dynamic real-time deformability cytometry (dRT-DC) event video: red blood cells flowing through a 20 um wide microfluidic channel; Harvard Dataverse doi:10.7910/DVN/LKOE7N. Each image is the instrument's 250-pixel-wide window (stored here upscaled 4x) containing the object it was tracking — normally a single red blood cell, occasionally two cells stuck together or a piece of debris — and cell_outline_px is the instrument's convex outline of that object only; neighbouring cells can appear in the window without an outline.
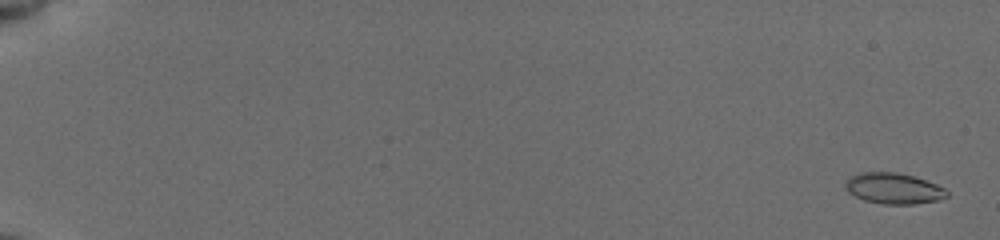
{"species": "common noctule bat (a hibernating species)", "species_latin": "Nyctalus noctula", "temperature_condition": "cold", "stored_images_in_passage": 54, "camera_frame_rate_fps": 3000, "um_per_image_px": 0.085, "animal": {"sex": "female", "body_mass_g": 19.5, "forearm_length_mm": 54.1}, "frame": {"image": 1, "passage_image": 2, "time_ms": 0.333, "image_size_px": [1000, 240], "cell_outline_px": [[948, 196], [940, 200], [916, 204], [884, 204], [864, 200], [848, 192], [844, 184], [852, 176], [860, 172], [896, 172], [912, 176], [936, 184], [944, 188], [948, 192]], "centroid_in_image_um": [75.98, 16.02], "position_along_channel_um": 9.0, "area_um2": 18.15}}
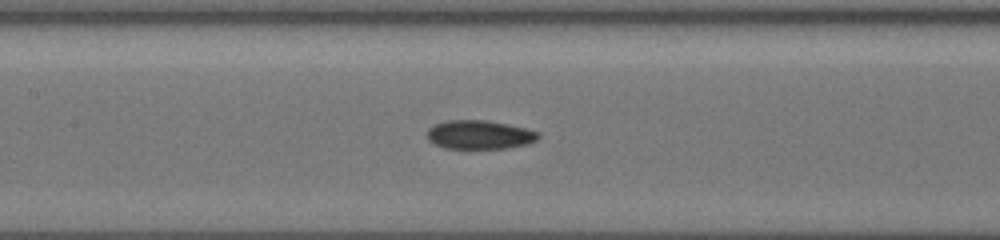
{"frame": {"image": 2, "passage_image": 34, "time_ms": 9.667, "image_size_px": [1000, 240], "cell_outline_px": [[540, 136], [536, 140], [528, 144], [504, 148], [444, 148], [428, 140], [428, 128], [436, 124], [448, 120], [484, 120], [508, 124], [540, 132]], "centroid_in_image_um": [40.77, 11.45], "position_along_channel_um": 166.6, "area_um2": 18.5}}
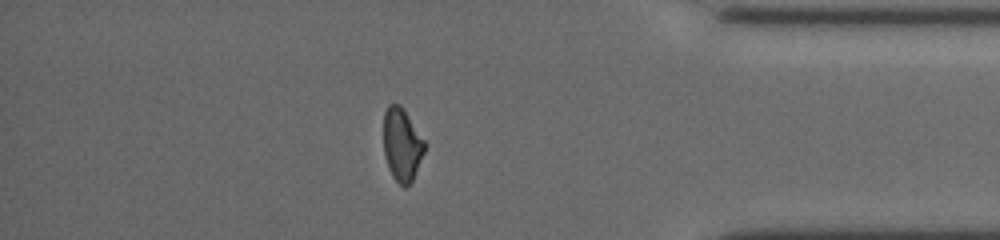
{"frame": {"image": 3, "passage_image": 46, "time_ms": 16.333, "image_size_px": [1000, 240], "cell_outline_px": [[428, 144], [412, 180], [404, 188], [392, 176], [388, 168], [384, 156], [384, 112], [388, 104], [400, 104]], "centroid_in_image_um": [34.17, 12.28], "position_along_channel_um": 401.0, "area_um2": 17.57}, "authors_computed_cell_mechanics": {"area_um2": 18.0914, "velocity_mm_per_s": 3.8513, "shape_relaxation_time_tau1_ms": 5.1337, "shape_relaxation_time_tau2_ms": 3.2386, "deformation_change_tau1": 0.1774, "deformation_change_tau2": 0.0868}}